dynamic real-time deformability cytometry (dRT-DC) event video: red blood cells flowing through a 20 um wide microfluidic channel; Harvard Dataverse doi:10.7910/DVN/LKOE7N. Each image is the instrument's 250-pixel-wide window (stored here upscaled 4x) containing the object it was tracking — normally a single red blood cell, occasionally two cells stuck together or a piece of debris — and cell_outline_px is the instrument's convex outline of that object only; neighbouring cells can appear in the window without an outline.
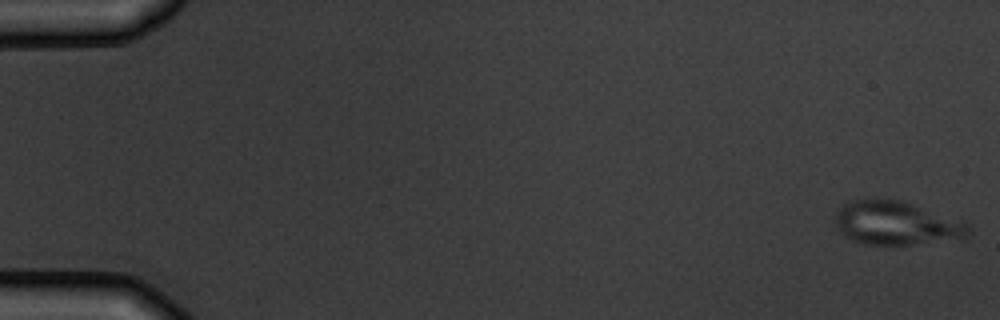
{"species": "common noctule bat (a hibernating species)", "species_latin": "Nyctalus noctula", "temperature_condition": "warm", "stored_images_in_passage": 5, "camera_frame_rate_fps": 3000, "um_per_image_px": 0.085, "animal": {"sex": "male", "body_mass_g": 19.5, "forearm_length_mm": 54.6}, "frame": {"image": 1, "passage_image": 1, "time_ms": 0.0, "image_size_px": [1000, 320], "cell_outline_px": [[972, 232], [968, 236], [908, 244], [864, 244], [852, 240], [844, 236], [836, 228], [836, 212], [844, 204], [852, 200], [868, 196], [900, 200], [964, 220], [972, 228]], "centroid_in_image_um": [76.15, 18.92], "position_along_channel_um": 8.8, "area_um2": 34.1}}